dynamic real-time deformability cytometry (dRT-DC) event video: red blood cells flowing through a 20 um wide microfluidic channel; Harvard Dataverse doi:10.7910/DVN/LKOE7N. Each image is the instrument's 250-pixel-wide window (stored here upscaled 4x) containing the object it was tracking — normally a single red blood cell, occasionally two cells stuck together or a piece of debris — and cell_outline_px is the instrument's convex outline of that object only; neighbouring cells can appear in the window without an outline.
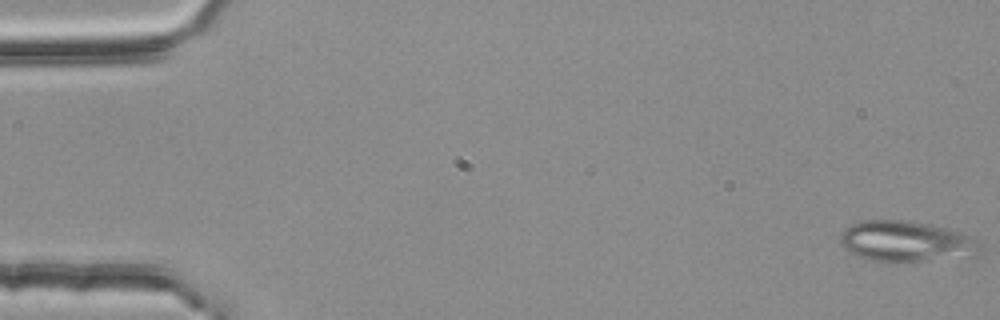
{"species": "common noctule bat (a hibernating species)", "species_latin": "Nyctalus noctula", "temperature_condition": "room temperature", "stored_images_in_passage": 54, "segment_of_instrument_passage": [1, 2], "camera_frame_rate_fps": 3000, "um_per_image_px": 0.085, "animal": {"sex": "female", "body_mass_g": 25.1}, "frame": {"image": 1, "passage_image": 1, "time_ms": 0.0, "image_size_px": [1000, 320], "cell_outline_px": [[980, 256], [976, 260], [872, 260], [856, 256], [840, 240], [840, 232], [852, 224], [860, 220], [900, 220], [928, 224], [960, 232], [976, 240]], "centroid_in_image_um": [77.12, 20.53], "position_along_channel_um": 7.9, "area_um2": 33.06}}